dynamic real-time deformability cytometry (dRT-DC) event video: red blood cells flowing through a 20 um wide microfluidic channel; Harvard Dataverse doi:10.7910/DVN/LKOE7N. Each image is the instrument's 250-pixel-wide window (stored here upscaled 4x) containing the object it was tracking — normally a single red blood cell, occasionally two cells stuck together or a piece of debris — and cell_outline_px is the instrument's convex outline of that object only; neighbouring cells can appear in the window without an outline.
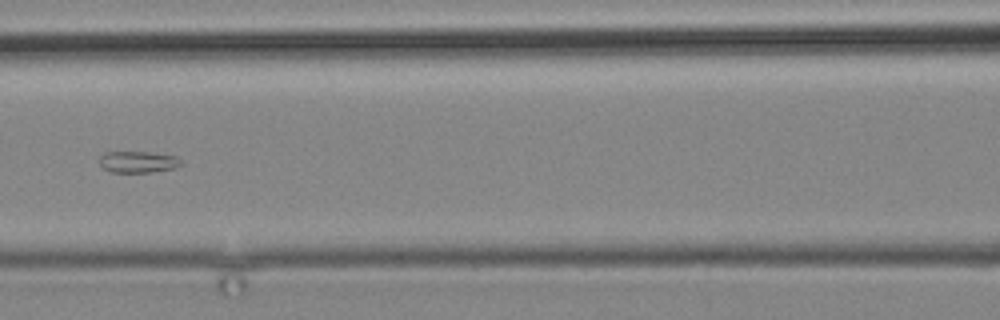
{"species": "common noctule bat (a hibernating species)", "species_latin": "Nyctalus noctula", "temperature_condition": "cold", "stored_images_in_passage": 5, "camera_frame_rate_fps": 3000, "um_per_image_px": 0.085, "animal": {"sex": "male", "body_mass_g": 19.2, "forearm_length_mm": 51.8}, "frame": {"image": 1, "passage_image": 5, "time_ms": 4.667, "image_size_px": [1000, 320], "cell_outline_px": [[184, 164], [176, 168], [152, 172], [112, 172], [104, 168], [100, 164], [100, 156], [104, 152], [148, 152], [176, 156]], "centroid_in_image_um": [11.76, 13.76], "position_along_channel_um": 154.8, "area_um2": 10.23}}